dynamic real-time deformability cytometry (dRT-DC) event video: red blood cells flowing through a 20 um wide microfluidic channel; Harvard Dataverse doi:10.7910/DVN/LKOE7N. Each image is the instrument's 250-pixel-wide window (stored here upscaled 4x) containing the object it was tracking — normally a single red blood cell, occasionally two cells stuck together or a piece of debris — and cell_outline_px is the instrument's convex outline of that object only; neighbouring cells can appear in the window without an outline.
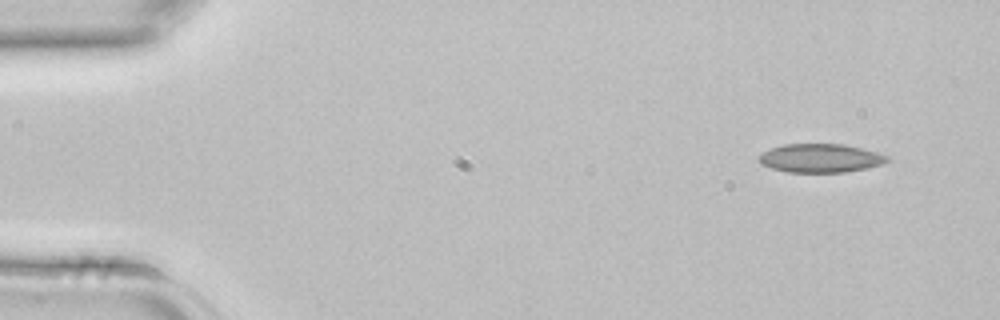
{"species": "common noctule bat (a hibernating species)", "species_latin": "Nyctalus noctula", "temperature_condition": "room temperature", "stored_images_in_passage": 3, "camera_frame_rate_fps": 3000, "um_per_image_px": 0.085, "animal": {"sex": "female", "body_mass_g": 22.7, "forearm_length_mm": 54.2}, "frame": {"image": 1, "passage_image": 1, "time_ms": 0.0, "image_size_px": [1000, 320], "cell_outline_px": [[892, 160], [884, 164], [868, 168], [844, 172], [788, 172], [772, 168], [760, 164], [756, 160], [756, 156], [772, 148], [784, 144], [844, 144], [876, 152], [888, 156]], "centroid_in_image_um": [69.74, 13.45], "position_along_channel_um": 15.3, "area_um2": 21.56}}
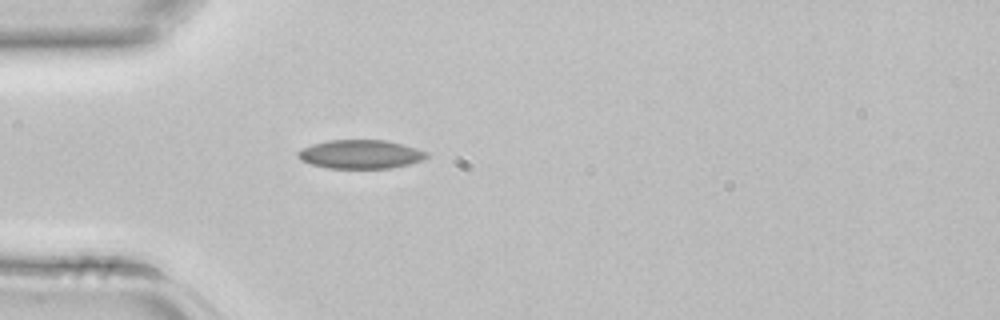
{"frame": {"image": 2, "passage_image": 3, "time_ms": 0.667, "image_size_px": [1000, 320], "cell_outline_px": [[428, 156], [424, 160], [408, 164], [388, 168], [328, 168], [312, 164], [300, 160], [296, 156], [296, 152], [300, 148], [312, 144], [328, 140], [388, 140], [416, 148], [428, 152]], "centroid_in_image_um": [30.61, 13.1], "position_along_channel_um": 54.4, "area_um2": 21.68}}